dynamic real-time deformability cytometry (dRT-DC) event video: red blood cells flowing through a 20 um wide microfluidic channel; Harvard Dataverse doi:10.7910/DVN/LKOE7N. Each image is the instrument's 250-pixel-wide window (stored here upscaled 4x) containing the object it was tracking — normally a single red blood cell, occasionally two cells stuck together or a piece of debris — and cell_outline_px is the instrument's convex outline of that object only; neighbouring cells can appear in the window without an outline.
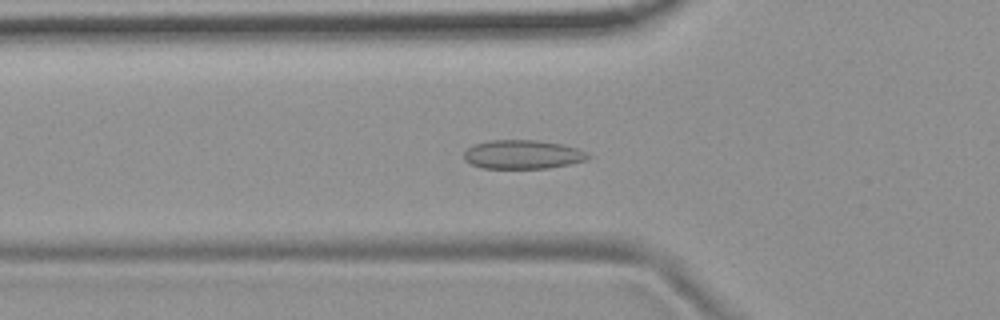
{"species": "common noctule bat (a hibernating species)", "species_latin": "Nyctalus noctula", "temperature_condition": "room temperature", "stored_images_in_passage": 48, "camera_frame_rate_fps": 3000, "um_per_image_px": 0.085, "animal": {"sex": "female", "body_mass_g": 19.9}, "frame": {"image": 1, "passage_image": 11, "time_ms": 3.333, "image_size_px": [1000, 320], "cell_outline_px": [[592, 156], [584, 160], [572, 164], [548, 168], [484, 168], [472, 164], [464, 160], [464, 152], [468, 148], [476, 144], [492, 140], [536, 140], [564, 144], [576, 148]], "centroid_in_image_um": [44.44, 13.13], "position_along_channel_um": 81.4, "area_um2": 20.75}}
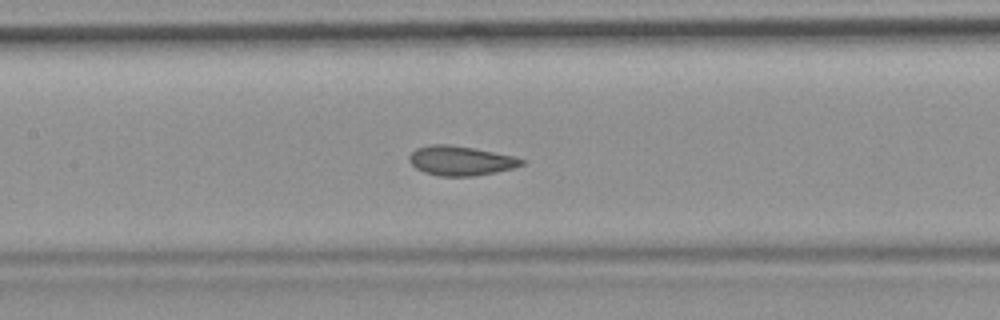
{"frame": {"image": 2, "passage_image": 18, "time_ms": 5.667, "image_size_px": [1000, 320], "cell_outline_px": [[528, 160], [524, 164], [516, 168], [476, 176], [440, 176], [424, 172], [416, 168], [408, 160], [408, 156], [416, 148], [432, 144], [448, 144], [472, 148], [516, 156]], "centroid_in_image_um": [39.21, 13.66], "position_along_channel_um": 168.2, "area_um2": 19.54}}
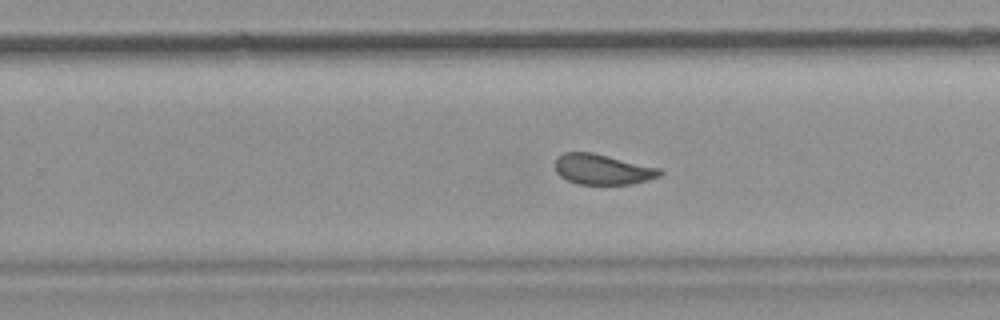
{"frame": {"image": 3, "passage_image": 27, "time_ms": 8.667, "image_size_px": [1000, 320], "cell_outline_px": [[664, 172], [660, 176], [648, 180], [632, 184], [576, 184], [560, 176], [556, 172], [556, 160], [564, 152], [592, 152], [660, 168]], "centroid_in_image_um": [51.24, 14.4], "position_along_channel_um": 278.6, "area_um2": 18.5}, "authors_computed_cell_mechanics": {"area_um2": 19.6809, "velocity_mm_per_s": 3.7078, "shape_relaxation_time_tau1_ms": 10.1784, "shape_relaxation_time_tau2_ms": 1.2685, "deformation_change_tau1": 0.1598, "deformation_change_tau2": 0.0625}}